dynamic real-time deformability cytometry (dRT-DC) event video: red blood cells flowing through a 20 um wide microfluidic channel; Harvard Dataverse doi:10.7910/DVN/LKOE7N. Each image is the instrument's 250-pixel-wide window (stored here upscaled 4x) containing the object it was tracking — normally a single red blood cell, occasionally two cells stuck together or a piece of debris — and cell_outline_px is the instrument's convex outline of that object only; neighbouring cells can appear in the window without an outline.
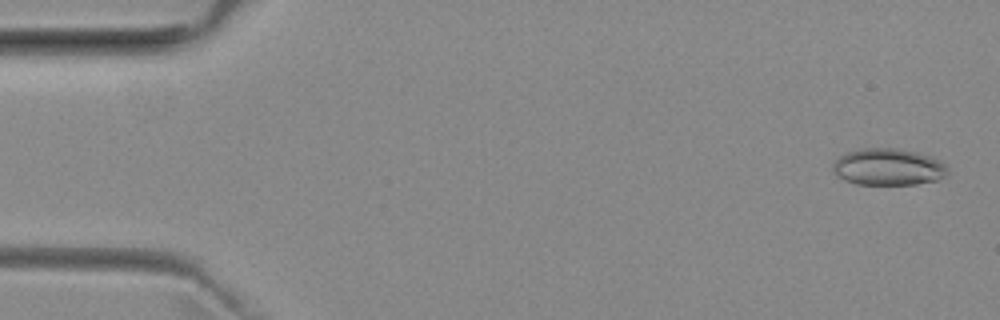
{"species": "common noctule bat (a hibernating species)", "species_latin": "Nyctalus noctula", "temperature_condition": "room temperature", "stored_images_in_passage": 11, "camera_frame_rate_fps": 3000, "um_per_image_px": 0.085, "animal": {"sex": "female", "body_mass_g": 29.2, "forearm_length_mm": 56.3}, "frame": {"image": 1, "passage_image": 2, "time_ms": 0.333, "image_size_px": [1000, 320], "cell_outline_px": [[948, 172], [944, 176], [936, 180], [916, 184], [856, 184], [844, 180], [832, 168], [832, 164], [840, 156], [848, 152], [864, 148], [896, 148], [916, 152], [928, 156], [944, 164], [948, 168]], "centroid_in_image_um": [75.49, 14.19], "position_along_channel_um": 9.5, "area_um2": 24.22}}